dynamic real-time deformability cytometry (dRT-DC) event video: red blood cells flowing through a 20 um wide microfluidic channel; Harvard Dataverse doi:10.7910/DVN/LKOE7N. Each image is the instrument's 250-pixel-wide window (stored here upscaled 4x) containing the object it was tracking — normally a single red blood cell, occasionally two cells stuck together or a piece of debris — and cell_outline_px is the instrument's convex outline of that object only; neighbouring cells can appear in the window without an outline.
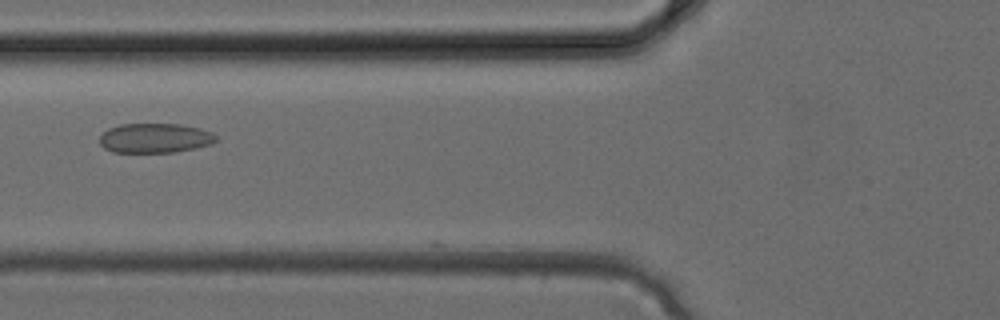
{"species": "common noctule bat (a hibernating species)", "species_latin": "Nyctalus noctula", "temperature_condition": "cold", "stored_images_in_passage": 5, "camera_frame_rate_fps": 3000, "um_per_image_px": 0.085, "animal": {"sex": "female", "body_mass_g": 24.6, "forearm_length_mm": 56.2}, "frame": {"image": 1, "passage_image": 4, "time_ms": 1.0, "image_size_px": [1000, 320], "cell_outline_px": [[216, 140], [208, 144], [196, 148], [172, 152], [112, 152], [104, 148], [100, 144], [100, 136], [108, 128], [120, 124], [180, 124], [200, 128], [212, 132], [216, 136]], "centroid_in_image_um": [13.14, 11.73], "position_along_channel_um": 112.7, "area_um2": 20.0}}